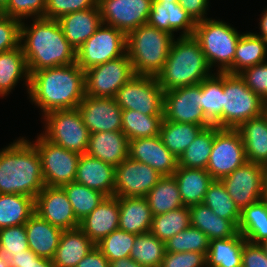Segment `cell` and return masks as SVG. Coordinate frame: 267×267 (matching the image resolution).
Here are the masks:
<instances>
[{"mask_svg":"<svg viewBox=\"0 0 267 267\" xmlns=\"http://www.w3.org/2000/svg\"><path fill=\"white\" fill-rule=\"evenodd\" d=\"M0 267H10L8 258L2 254H0Z\"/></svg>","mask_w":267,"mask_h":267,"instance_id":"obj_61","label":"cell"},{"mask_svg":"<svg viewBox=\"0 0 267 267\" xmlns=\"http://www.w3.org/2000/svg\"><path fill=\"white\" fill-rule=\"evenodd\" d=\"M110 267H145V266H142L132 258L127 257L110 262Z\"/></svg>","mask_w":267,"mask_h":267,"instance_id":"obj_58","label":"cell"},{"mask_svg":"<svg viewBox=\"0 0 267 267\" xmlns=\"http://www.w3.org/2000/svg\"><path fill=\"white\" fill-rule=\"evenodd\" d=\"M72 206L76 219L80 222L89 215L106 197L105 194L75 181L62 186Z\"/></svg>","mask_w":267,"mask_h":267,"instance_id":"obj_43","label":"cell"},{"mask_svg":"<svg viewBox=\"0 0 267 267\" xmlns=\"http://www.w3.org/2000/svg\"><path fill=\"white\" fill-rule=\"evenodd\" d=\"M76 267H110V263L100 250L95 247L79 261Z\"/></svg>","mask_w":267,"mask_h":267,"instance_id":"obj_57","label":"cell"},{"mask_svg":"<svg viewBox=\"0 0 267 267\" xmlns=\"http://www.w3.org/2000/svg\"><path fill=\"white\" fill-rule=\"evenodd\" d=\"M25 230L29 249L38 257L52 260L63 230L42 219L37 213L25 223Z\"/></svg>","mask_w":267,"mask_h":267,"instance_id":"obj_26","label":"cell"},{"mask_svg":"<svg viewBox=\"0 0 267 267\" xmlns=\"http://www.w3.org/2000/svg\"><path fill=\"white\" fill-rule=\"evenodd\" d=\"M46 0H9L1 14L18 19L44 17Z\"/></svg>","mask_w":267,"mask_h":267,"instance_id":"obj_49","label":"cell"},{"mask_svg":"<svg viewBox=\"0 0 267 267\" xmlns=\"http://www.w3.org/2000/svg\"><path fill=\"white\" fill-rule=\"evenodd\" d=\"M129 157L145 163L162 176H173L178 158L164 145L160 136L129 140Z\"/></svg>","mask_w":267,"mask_h":267,"instance_id":"obj_20","label":"cell"},{"mask_svg":"<svg viewBox=\"0 0 267 267\" xmlns=\"http://www.w3.org/2000/svg\"><path fill=\"white\" fill-rule=\"evenodd\" d=\"M114 176V166L86 153L80 155L75 182L100 191L106 196H114Z\"/></svg>","mask_w":267,"mask_h":267,"instance_id":"obj_24","label":"cell"},{"mask_svg":"<svg viewBox=\"0 0 267 267\" xmlns=\"http://www.w3.org/2000/svg\"><path fill=\"white\" fill-rule=\"evenodd\" d=\"M176 40V41H175ZM199 42L193 36L174 38L162 70L156 75L164 91L196 85L213 73Z\"/></svg>","mask_w":267,"mask_h":267,"instance_id":"obj_4","label":"cell"},{"mask_svg":"<svg viewBox=\"0 0 267 267\" xmlns=\"http://www.w3.org/2000/svg\"><path fill=\"white\" fill-rule=\"evenodd\" d=\"M23 78L25 79L26 90L29 92L30 74L22 47L0 52V96L9 95L19 83L18 81Z\"/></svg>","mask_w":267,"mask_h":267,"instance_id":"obj_32","label":"cell"},{"mask_svg":"<svg viewBox=\"0 0 267 267\" xmlns=\"http://www.w3.org/2000/svg\"><path fill=\"white\" fill-rule=\"evenodd\" d=\"M263 248H264V250H265V252H266V255H267V240H265L263 243H261L260 244Z\"/></svg>","mask_w":267,"mask_h":267,"instance_id":"obj_63","label":"cell"},{"mask_svg":"<svg viewBox=\"0 0 267 267\" xmlns=\"http://www.w3.org/2000/svg\"><path fill=\"white\" fill-rule=\"evenodd\" d=\"M98 6V0H46L44 18L58 20L62 16Z\"/></svg>","mask_w":267,"mask_h":267,"instance_id":"obj_50","label":"cell"},{"mask_svg":"<svg viewBox=\"0 0 267 267\" xmlns=\"http://www.w3.org/2000/svg\"><path fill=\"white\" fill-rule=\"evenodd\" d=\"M126 47L125 33L112 26L101 24L76 51V63L86 71L125 55Z\"/></svg>","mask_w":267,"mask_h":267,"instance_id":"obj_10","label":"cell"},{"mask_svg":"<svg viewBox=\"0 0 267 267\" xmlns=\"http://www.w3.org/2000/svg\"><path fill=\"white\" fill-rule=\"evenodd\" d=\"M115 100L122 110L163 116L164 90L156 76L135 75L118 90Z\"/></svg>","mask_w":267,"mask_h":267,"instance_id":"obj_9","label":"cell"},{"mask_svg":"<svg viewBox=\"0 0 267 267\" xmlns=\"http://www.w3.org/2000/svg\"><path fill=\"white\" fill-rule=\"evenodd\" d=\"M267 41L251 32L241 34L236 46L233 65L226 71L239 74L243 70L266 61Z\"/></svg>","mask_w":267,"mask_h":267,"instance_id":"obj_34","label":"cell"},{"mask_svg":"<svg viewBox=\"0 0 267 267\" xmlns=\"http://www.w3.org/2000/svg\"><path fill=\"white\" fill-rule=\"evenodd\" d=\"M265 169L264 165L247 161L221 179L240 211L262 200Z\"/></svg>","mask_w":267,"mask_h":267,"instance_id":"obj_15","label":"cell"},{"mask_svg":"<svg viewBox=\"0 0 267 267\" xmlns=\"http://www.w3.org/2000/svg\"><path fill=\"white\" fill-rule=\"evenodd\" d=\"M200 97L201 83L164 91V119L204 128L211 126L201 110Z\"/></svg>","mask_w":267,"mask_h":267,"instance_id":"obj_14","label":"cell"},{"mask_svg":"<svg viewBox=\"0 0 267 267\" xmlns=\"http://www.w3.org/2000/svg\"><path fill=\"white\" fill-rule=\"evenodd\" d=\"M147 24L171 35L183 30L179 36H193L196 26L178 0H153Z\"/></svg>","mask_w":267,"mask_h":267,"instance_id":"obj_21","label":"cell"},{"mask_svg":"<svg viewBox=\"0 0 267 267\" xmlns=\"http://www.w3.org/2000/svg\"><path fill=\"white\" fill-rule=\"evenodd\" d=\"M153 215L145 197H119V229L136 235L150 232Z\"/></svg>","mask_w":267,"mask_h":267,"instance_id":"obj_29","label":"cell"},{"mask_svg":"<svg viewBox=\"0 0 267 267\" xmlns=\"http://www.w3.org/2000/svg\"><path fill=\"white\" fill-rule=\"evenodd\" d=\"M173 176L178 184L184 206L201 204L213 177L206 169L186 168L178 166Z\"/></svg>","mask_w":267,"mask_h":267,"instance_id":"obj_30","label":"cell"},{"mask_svg":"<svg viewBox=\"0 0 267 267\" xmlns=\"http://www.w3.org/2000/svg\"><path fill=\"white\" fill-rule=\"evenodd\" d=\"M265 114L267 115V102H265Z\"/></svg>","mask_w":267,"mask_h":267,"instance_id":"obj_64","label":"cell"},{"mask_svg":"<svg viewBox=\"0 0 267 267\" xmlns=\"http://www.w3.org/2000/svg\"><path fill=\"white\" fill-rule=\"evenodd\" d=\"M39 153L31 141L22 138L0 151V193L36 198L44 188Z\"/></svg>","mask_w":267,"mask_h":267,"instance_id":"obj_3","label":"cell"},{"mask_svg":"<svg viewBox=\"0 0 267 267\" xmlns=\"http://www.w3.org/2000/svg\"><path fill=\"white\" fill-rule=\"evenodd\" d=\"M174 35L148 24L126 35V53L136 75L156 76L169 55Z\"/></svg>","mask_w":267,"mask_h":267,"instance_id":"obj_5","label":"cell"},{"mask_svg":"<svg viewBox=\"0 0 267 267\" xmlns=\"http://www.w3.org/2000/svg\"><path fill=\"white\" fill-rule=\"evenodd\" d=\"M178 3L195 22L208 19L209 0H178Z\"/></svg>","mask_w":267,"mask_h":267,"instance_id":"obj_56","label":"cell"},{"mask_svg":"<svg viewBox=\"0 0 267 267\" xmlns=\"http://www.w3.org/2000/svg\"><path fill=\"white\" fill-rule=\"evenodd\" d=\"M189 210L191 226L205 233L210 241L231 238L239 232L232 221L217 216L203 203L189 206Z\"/></svg>","mask_w":267,"mask_h":267,"instance_id":"obj_31","label":"cell"},{"mask_svg":"<svg viewBox=\"0 0 267 267\" xmlns=\"http://www.w3.org/2000/svg\"><path fill=\"white\" fill-rule=\"evenodd\" d=\"M79 228L95 244L119 229V197L106 196L89 215L80 221Z\"/></svg>","mask_w":267,"mask_h":267,"instance_id":"obj_22","label":"cell"},{"mask_svg":"<svg viewBox=\"0 0 267 267\" xmlns=\"http://www.w3.org/2000/svg\"><path fill=\"white\" fill-rule=\"evenodd\" d=\"M28 249L25 224L0 229V254L10 259Z\"/></svg>","mask_w":267,"mask_h":267,"instance_id":"obj_48","label":"cell"},{"mask_svg":"<svg viewBox=\"0 0 267 267\" xmlns=\"http://www.w3.org/2000/svg\"><path fill=\"white\" fill-rule=\"evenodd\" d=\"M262 15L261 18H260V22H259V25H260V33L256 34L254 33L255 35L259 36V37H262L264 40L267 41V8H265V11L260 14Z\"/></svg>","mask_w":267,"mask_h":267,"instance_id":"obj_59","label":"cell"},{"mask_svg":"<svg viewBox=\"0 0 267 267\" xmlns=\"http://www.w3.org/2000/svg\"><path fill=\"white\" fill-rule=\"evenodd\" d=\"M203 128L197 124L173 122L163 118L159 136L170 152L178 158Z\"/></svg>","mask_w":267,"mask_h":267,"instance_id":"obj_39","label":"cell"},{"mask_svg":"<svg viewBox=\"0 0 267 267\" xmlns=\"http://www.w3.org/2000/svg\"><path fill=\"white\" fill-rule=\"evenodd\" d=\"M238 231L252 244H261L267 240V203L258 201L241 211Z\"/></svg>","mask_w":267,"mask_h":267,"instance_id":"obj_37","label":"cell"},{"mask_svg":"<svg viewBox=\"0 0 267 267\" xmlns=\"http://www.w3.org/2000/svg\"><path fill=\"white\" fill-rule=\"evenodd\" d=\"M191 225L189 207L183 206L167 213L153 216L150 232L166 242Z\"/></svg>","mask_w":267,"mask_h":267,"instance_id":"obj_41","label":"cell"},{"mask_svg":"<svg viewBox=\"0 0 267 267\" xmlns=\"http://www.w3.org/2000/svg\"><path fill=\"white\" fill-rule=\"evenodd\" d=\"M210 239L199 229L189 226L165 242L166 252H199L208 254Z\"/></svg>","mask_w":267,"mask_h":267,"instance_id":"obj_46","label":"cell"},{"mask_svg":"<svg viewBox=\"0 0 267 267\" xmlns=\"http://www.w3.org/2000/svg\"><path fill=\"white\" fill-rule=\"evenodd\" d=\"M58 23L69 44L77 51L102 24L99 6L66 14Z\"/></svg>","mask_w":267,"mask_h":267,"instance_id":"obj_25","label":"cell"},{"mask_svg":"<svg viewBox=\"0 0 267 267\" xmlns=\"http://www.w3.org/2000/svg\"><path fill=\"white\" fill-rule=\"evenodd\" d=\"M35 213V198L0 193V229L24 225Z\"/></svg>","mask_w":267,"mask_h":267,"instance_id":"obj_36","label":"cell"},{"mask_svg":"<svg viewBox=\"0 0 267 267\" xmlns=\"http://www.w3.org/2000/svg\"><path fill=\"white\" fill-rule=\"evenodd\" d=\"M20 29V20L0 14V52L20 46Z\"/></svg>","mask_w":267,"mask_h":267,"instance_id":"obj_52","label":"cell"},{"mask_svg":"<svg viewBox=\"0 0 267 267\" xmlns=\"http://www.w3.org/2000/svg\"><path fill=\"white\" fill-rule=\"evenodd\" d=\"M224 72H214L201 82L200 107L205 118L218 128H223Z\"/></svg>","mask_w":267,"mask_h":267,"instance_id":"obj_33","label":"cell"},{"mask_svg":"<svg viewBox=\"0 0 267 267\" xmlns=\"http://www.w3.org/2000/svg\"><path fill=\"white\" fill-rule=\"evenodd\" d=\"M32 143L40 156L45 186L62 187L75 181L80 154L47 140L42 134Z\"/></svg>","mask_w":267,"mask_h":267,"instance_id":"obj_11","label":"cell"},{"mask_svg":"<svg viewBox=\"0 0 267 267\" xmlns=\"http://www.w3.org/2000/svg\"><path fill=\"white\" fill-rule=\"evenodd\" d=\"M165 252V242L147 232L136 235L130 258L145 267H160Z\"/></svg>","mask_w":267,"mask_h":267,"instance_id":"obj_45","label":"cell"},{"mask_svg":"<svg viewBox=\"0 0 267 267\" xmlns=\"http://www.w3.org/2000/svg\"><path fill=\"white\" fill-rule=\"evenodd\" d=\"M246 160L240 133L214 125V141L206 170L214 180H221L242 166Z\"/></svg>","mask_w":267,"mask_h":267,"instance_id":"obj_13","label":"cell"},{"mask_svg":"<svg viewBox=\"0 0 267 267\" xmlns=\"http://www.w3.org/2000/svg\"><path fill=\"white\" fill-rule=\"evenodd\" d=\"M242 267H267V255L260 244L246 241L242 249Z\"/></svg>","mask_w":267,"mask_h":267,"instance_id":"obj_54","label":"cell"},{"mask_svg":"<svg viewBox=\"0 0 267 267\" xmlns=\"http://www.w3.org/2000/svg\"><path fill=\"white\" fill-rule=\"evenodd\" d=\"M116 197H145L162 175L152 167L127 157L115 167Z\"/></svg>","mask_w":267,"mask_h":267,"instance_id":"obj_17","label":"cell"},{"mask_svg":"<svg viewBox=\"0 0 267 267\" xmlns=\"http://www.w3.org/2000/svg\"><path fill=\"white\" fill-rule=\"evenodd\" d=\"M42 117L45 131L41 134L47 140L80 155L86 153L90 133L77 108L54 110Z\"/></svg>","mask_w":267,"mask_h":267,"instance_id":"obj_8","label":"cell"},{"mask_svg":"<svg viewBox=\"0 0 267 267\" xmlns=\"http://www.w3.org/2000/svg\"><path fill=\"white\" fill-rule=\"evenodd\" d=\"M10 267H55L53 260L38 257L31 249L8 259Z\"/></svg>","mask_w":267,"mask_h":267,"instance_id":"obj_55","label":"cell"},{"mask_svg":"<svg viewBox=\"0 0 267 267\" xmlns=\"http://www.w3.org/2000/svg\"><path fill=\"white\" fill-rule=\"evenodd\" d=\"M127 53L85 71V94L92 97L115 98L118 90L135 76Z\"/></svg>","mask_w":267,"mask_h":267,"instance_id":"obj_12","label":"cell"},{"mask_svg":"<svg viewBox=\"0 0 267 267\" xmlns=\"http://www.w3.org/2000/svg\"><path fill=\"white\" fill-rule=\"evenodd\" d=\"M262 200L267 203V166L264 172L263 177V194H262Z\"/></svg>","mask_w":267,"mask_h":267,"instance_id":"obj_60","label":"cell"},{"mask_svg":"<svg viewBox=\"0 0 267 267\" xmlns=\"http://www.w3.org/2000/svg\"><path fill=\"white\" fill-rule=\"evenodd\" d=\"M243 141L248 162L267 166V115L245 121L236 129Z\"/></svg>","mask_w":267,"mask_h":267,"instance_id":"obj_27","label":"cell"},{"mask_svg":"<svg viewBox=\"0 0 267 267\" xmlns=\"http://www.w3.org/2000/svg\"><path fill=\"white\" fill-rule=\"evenodd\" d=\"M29 97L43 112L75 109L84 98L85 71L77 63L38 70L30 75Z\"/></svg>","mask_w":267,"mask_h":267,"instance_id":"obj_2","label":"cell"},{"mask_svg":"<svg viewBox=\"0 0 267 267\" xmlns=\"http://www.w3.org/2000/svg\"><path fill=\"white\" fill-rule=\"evenodd\" d=\"M77 109L90 134L122 130L123 110L117 104L115 98L85 95Z\"/></svg>","mask_w":267,"mask_h":267,"instance_id":"obj_18","label":"cell"},{"mask_svg":"<svg viewBox=\"0 0 267 267\" xmlns=\"http://www.w3.org/2000/svg\"><path fill=\"white\" fill-rule=\"evenodd\" d=\"M32 21L30 26L22 21L20 29V46L30 75L76 63V51L65 38L58 20L40 17Z\"/></svg>","mask_w":267,"mask_h":267,"instance_id":"obj_1","label":"cell"},{"mask_svg":"<svg viewBox=\"0 0 267 267\" xmlns=\"http://www.w3.org/2000/svg\"><path fill=\"white\" fill-rule=\"evenodd\" d=\"M145 198L153 216L184 206L174 176H162Z\"/></svg>","mask_w":267,"mask_h":267,"instance_id":"obj_38","label":"cell"},{"mask_svg":"<svg viewBox=\"0 0 267 267\" xmlns=\"http://www.w3.org/2000/svg\"><path fill=\"white\" fill-rule=\"evenodd\" d=\"M86 154L117 167L129 157V139L122 130L92 133Z\"/></svg>","mask_w":267,"mask_h":267,"instance_id":"obj_23","label":"cell"},{"mask_svg":"<svg viewBox=\"0 0 267 267\" xmlns=\"http://www.w3.org/2000/svg\"><path fill=\"white\" fill-rule=\"evenodd\" d=\"M163 116H150L134 110L122 111V131L129 140L159 135Z\"/></svg>","mask_w":267,"mask_h":267,"instance_id":"obj_42","label":"cell"},{"mask_svg":"<svg viewBox=\"0 0 267 267\" xmlns=\"http://www.w3.org/2000/svg\"><path fill=\"white\" fill-rule=\"evenodd\" d=\"M214 141V125L203 128L178 157V166L206 169Z\"/></svg>","mask_w":267,"mask_h":267,"instance_id":"obj_40","label":"cell"},{"mask_svg":"<svg viewBox=\"0 0 267 267\" xmlns=\"http://www.w3.org/2000/svg\"><path fill=\"white\" fill-rule=\"evenodd\" d=\"M96 244L78 227L63 230L53 260L55 267H76Z\"/></svg>","mask_w":267,"mask_h":267,"instance_id":"obj_28","label":"cell"},{"mask_svg":"<svg viewBox=\"0 0 267 267\" xmlns=\"http://www.w3.org/2000/svg\"><path fill=\"white\" fill-rule=\"evenodd\" d=\"M8 1L9 0H0V11H2L6 7Z\"/></svg>","mask_w":267,"mask_h":267,"instance_id":"obj_62","label":"cell"},{"mask_svg":"<svg viewBox=\"0 0 267 267\" xmlns=\"http://www.w3.org/2000/svg\"><path fill=\"white\" fill-rule=\"evenodd\" d=\"M264 111L265 102L247 87L239 74L224 72L223 129H237Z\"/></svg>","mask_w":267,"mask_h":267,"instance_id":"obj_7","label":"cell"},{"mask_svg":"<svg viewBox=\"0 0 267 267\" xmlns=\"http://www.w3.org/2000/svg\"><path fill=\"white\" fill-rule=\"evenodd\" d=\"M240 36L241 34L231 25L212 18L196 22L193 34L210 68L217 64L218 73L226 72L233 65Z\"/></svg>","mask_w":267,"mask_h":267,"instance_id":"obj_6","label":"cell"},{"mask_svg":"<svg viewBox=\"0 0 267 267\" xmlns=\"http://www.w3.org/2000/svg\"><path fill=\"white\" fill-rule=\"evenodd\" d=\"M247 87L267 102V62L249 67L239 73Z\"/></svg>","mask_w":267,"mask_h":267,"instance_id":"obj_51","label":"cell"},{"mask_svg":"<svg viewBox=\"0 0 267 267\" xmlns=\"http://www.w3.org/2000/svg\"><path fill=\"white\" fill-rule=\"evenodd\" d=\"M35 213L62 230L75 229L80 225L62 187L44 186L35 198Z\"/></svg>","mask_w":267,"mask_h":267,"instance_id":"obj_19","label":"cell"},{"mask_svg":"<svg viewBox=\"0 0 267 267\" xmlns=\"http://www.w3.org/2000/svg\"><path fill=\"white\" fill-rule=\"evenodd\" d=\"M136 234L116 229L96 244L100 252L109 260V263L121 258L130 257Z\"/></svg>","mask_w":267,"mask_h":267,"instance_id":"obj_47","label":"cell"},{"mask_svg":"<svg viewBox=\"0 0 267 267\" xmlns=\"http://www.w3.org/2000/svg\"><path fill=\"white\" fill-rule=\"evenodd\" d=\"M246 240L238 232L231 238L210 241L207 267H242V249Z\"/></svg>","mask_w":267,"mask_h":267,"instance_id":"obj_35","label":"cell"},{"mask_svg":"<svg viewBox=\"0 0 267 267\" xmlns=\"http://www.w3.org/2000/svg\"><path fill=\"white\" fill-rule=\"evenodd\" d=\"M202 203L208 206L217 216L232 221L238 227L241 211L227 193L221 180H213Z\"/></svg>","mask_w":267,"mask_h":267,"instance_id":"obj_44","label":"cell"},{"mask_svg":"<svg viewBox=\"0 0 267 267\" xmlns=\"http://www.w3.org/2000/svg\"><path fill=\"white\" fill-rule=\"evenodd\" d=\"M205 253L199 252H165L160 267H207Z\"/></svg>","mask_w":267,"mask_h":267,"instance_id":"obj_53","label":"cell"},{"mask_svg":"<svg viewBox=\"0 0 267 267\" xmlns=\"http://www.w3.org/2000/svg\"><path fill=\"white\" fill-rule=\"evenodd\" d=\"M153 0H98L102 24L126 35L147 24Z\"/></svg>","mask_w":267,"mask_h":267,"instance_id":"obj_16","label":"cell"}]
</instances>
